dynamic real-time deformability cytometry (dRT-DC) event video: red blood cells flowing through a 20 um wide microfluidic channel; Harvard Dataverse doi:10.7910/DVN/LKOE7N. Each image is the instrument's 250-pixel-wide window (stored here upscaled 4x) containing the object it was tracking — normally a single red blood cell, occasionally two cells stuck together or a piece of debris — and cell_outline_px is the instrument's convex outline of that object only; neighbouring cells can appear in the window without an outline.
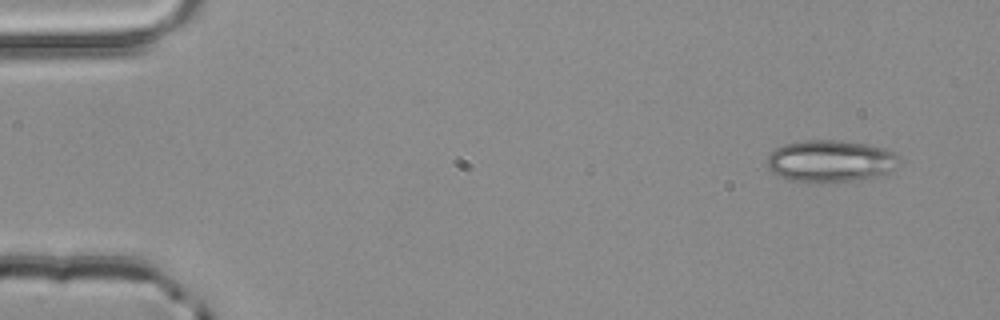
{"species": "common noctule bat (a hibernating species)", "species_latin": "Nyctalus noctula", "temperature_condition": "room temperature", "stored_images_in_passage": 3, "camera_frame_rate_fps": 3000, "um_per_image_px": 0.085, "animal": {"sex": "male", "body_mass_g": 20.4}, "frame": {"image": 1, "passage_image": 1, "time_ms": 0.0, "image_size_px": [1000, 320], "cell_outline_px": [[900, 160], [884, 176], [820, 184], [788, 180], [776, 176], [768, 168], [768, 156], [776, 148], [784, 144], [804, 140], [840, 140], [864, 144], [884, 148], [900, 156]], "centroid_in_image_um": [70.56, 13.71], "position_along_channel_um": 14.4, "area_um2": 32.66}}